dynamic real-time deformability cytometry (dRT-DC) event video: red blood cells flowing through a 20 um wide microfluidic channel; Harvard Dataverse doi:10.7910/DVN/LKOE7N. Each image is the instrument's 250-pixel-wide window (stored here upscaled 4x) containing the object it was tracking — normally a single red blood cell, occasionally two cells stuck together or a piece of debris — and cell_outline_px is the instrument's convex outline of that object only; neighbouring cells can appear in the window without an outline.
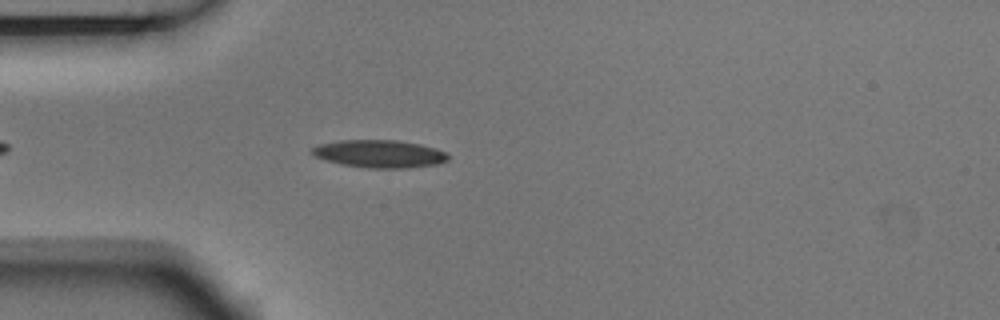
{"species": "Egyptian fruit bat (a non-hibernating species)", "species_latin": "Rousettus aegyptiacus", "temperature_condition": "room temperature", "stored_images_in_passage": 3, "camera_frame_rate_fps": 3000, "um_per_image_px": 0.085, "animal": {"sex": "male"}, "frame": {"image": 1, "passage_image": 3, "time_ms": 0.667, "image_size_px": [1000, 320], "cell_outline_px": [[448, 160], [436, 164], [408, 168], [368, 168], [340, 164], [316, 156], [312, 152], [312, 148], [316, 144], [340, 140], [396, 140], [420, 144], [436, 148], [444, 152], [448, 156]], "centroid_in_image_um": [32.25, 13.07], "position_along_channel_um": 52.8, "area_um2": 21.85}}